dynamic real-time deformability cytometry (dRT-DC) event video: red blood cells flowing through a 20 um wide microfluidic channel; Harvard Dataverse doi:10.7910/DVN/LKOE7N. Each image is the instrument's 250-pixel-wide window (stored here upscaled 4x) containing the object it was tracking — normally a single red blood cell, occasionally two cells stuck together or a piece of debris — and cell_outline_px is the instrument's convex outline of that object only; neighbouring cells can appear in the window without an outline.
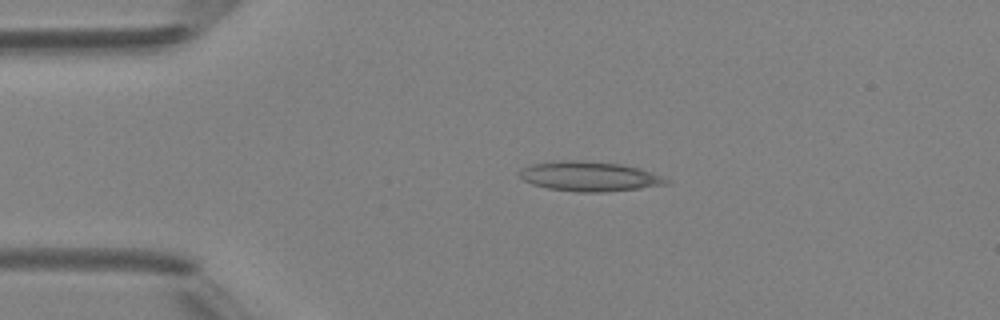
{"species": "Egyptian fruit bat (a non-hibernating species)", "species_latin": "Rousettus aegyptiacus", "temperature_condition": "room temperature", "stored_images_in_passage": 2, "camera_frame_rate_fps": 3000, "um_per_image_px": 0.085, "animal": {"sex": "female"}, "frame": {"image": 1, "passage_image": 1, "time_ms": 0.0, "image_size_px": [1000, 320], "cell_outline_px": [[672, 180], [668, 184], [640, 188], [600, 192], [576, 192], [548, 188], [532, 184], [524, 180], [520, 176], [520, 172], [524, 168], [532, 164], [552, 160], [580, 160], [620, 164], [636, 168], [664, 176]], "centroid_in_image_um": [50.11, 14.99], "position_along_channel_um": 34.9, "area_um2": 25.32}}